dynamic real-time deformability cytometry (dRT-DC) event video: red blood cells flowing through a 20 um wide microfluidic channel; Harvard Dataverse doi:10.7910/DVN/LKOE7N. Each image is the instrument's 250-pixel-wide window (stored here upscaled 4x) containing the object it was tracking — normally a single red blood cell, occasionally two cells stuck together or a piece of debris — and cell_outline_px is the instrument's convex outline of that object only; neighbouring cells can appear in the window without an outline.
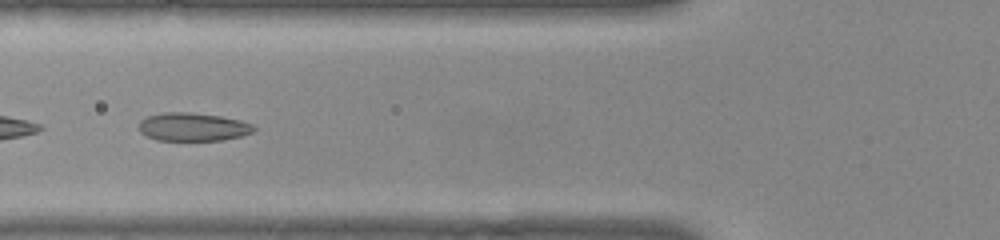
{"species": "common noctule bat (a hibernating species)", "species_latin": "Nyctalus noctula", "temperature_condition": "warm", "stored_images_in_passage": 13, "camera_frame_rate_fps": 3000, "um_per_image_px": 0.085, "animal": {"sex": "female", "body_mass_g": 22.0, "forearm_length_mm": 56.7}, "frame": {"image": 1, "passage_image": 4, "time_ms": 1.0, "image_size_px": [1000, 240], "cell_outline_px": [[256, 128], [252, 132], [240, 136], [224, 140], [156, 140], [140, 132], [140, 120], [148, 116], [164, 112], [188, 112], [220, 116], [240, 120], [252, 124]], "centroid_in_image_um": [16.4, 10.78], "position_along_channel_um": 109.4, "area_um2": 18.79}}
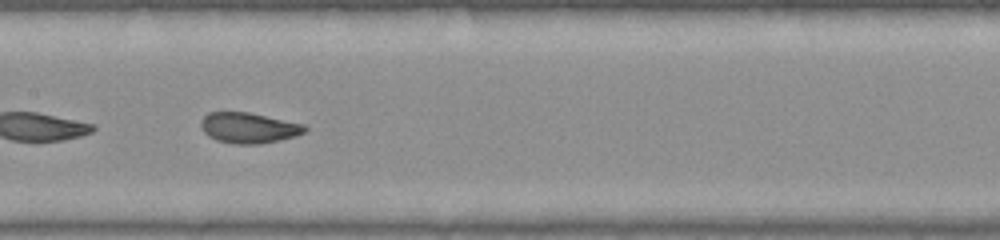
{"frame": {"image": 2, "passage_image": 10, "time_ms": 3.0, "image_size_px": [1000, 240], "cell_outline_px": [[308, 128], [304, 132], [296, 136], [280, 140], [260, 144], [236, 144], [216, 140], [208, 136], [200, 128], [200, 120], [208, 112], [248, 112], [304, 124]], "centroid_in_image_um": [21.11, 10.87], "position_along_channel_um": 186.3, "area_um2": 18.61}}